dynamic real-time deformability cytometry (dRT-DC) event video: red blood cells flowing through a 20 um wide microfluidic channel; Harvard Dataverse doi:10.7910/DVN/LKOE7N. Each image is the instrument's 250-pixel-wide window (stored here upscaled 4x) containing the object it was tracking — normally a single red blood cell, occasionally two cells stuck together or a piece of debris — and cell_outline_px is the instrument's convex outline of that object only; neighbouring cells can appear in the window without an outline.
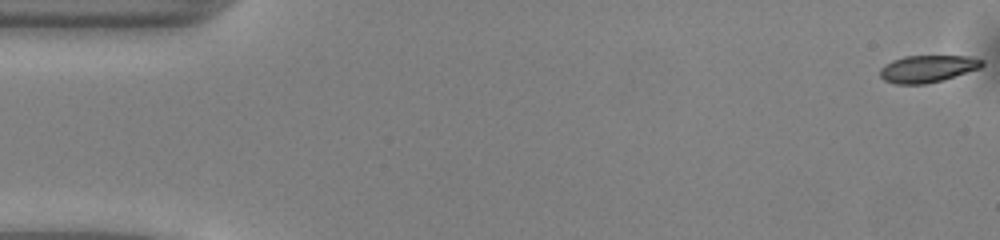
{"species": "common noctule bat (a hibernating species)", "species_latin": "Nyctalus noctula", "temperature_condition": "warm", "stored_images_in_passage": 50, "camera_frame_rate_fps": 3000, "um_per_image_px": 0.085, "animal": {"sex": "male", "body_mass_g": 13.0, "forearm_length_mm": 53.1}, "frame": {"image": 1, "passage_image": 1, "time_ms": 0.0, "image_size_px": [1000, 240], "cell_outline_px": [[984, 64], [980, 68], [940, 80], [924, 84], [896, 84], [884, 80], [880, 76], [880, 68], [884, 64], [892, 60], [904, 56], [968, 56], [984, 60]], "centroid_in_image_um": [78.81, 5.83], "position_along_channel_um": 6.2, "area_um2": 16.01}}
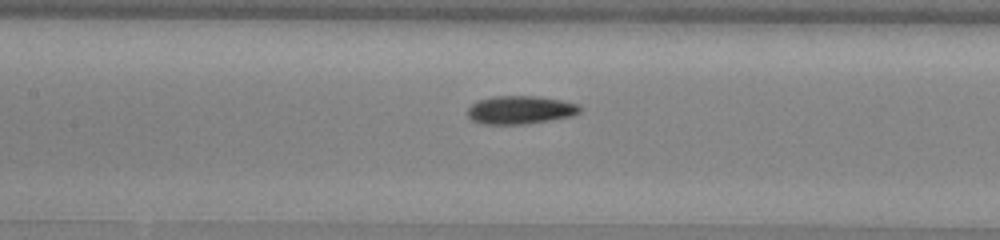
{"frame": {"image": 2, "passage_image": 23, "time_ms": 7.333, "image_size_px": [1000, 240], "cell_outline_px": [[580, 112], [572, 116], [552, 120], [524, 124], [484, 124], [472, 120], [468, 116], [468, 108], [476, 100], [492, 96], [540, 96], [564, 100], [576, 104], [580, 108]], "centroid_in_image_um": [44.22, 9.33], "position_along_channel_um": 163.2, "area_um2": 18.61}}
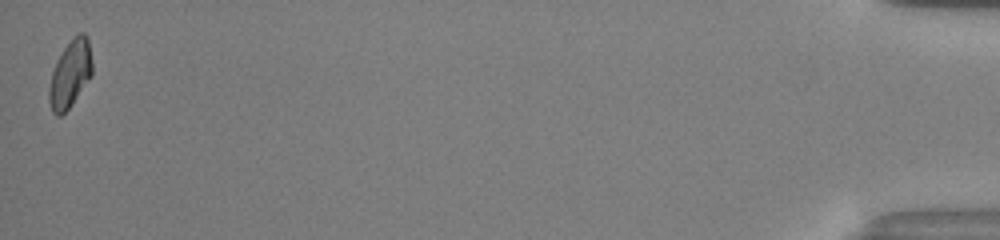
{"frame": {"image": 3, "passage_image": 50, "time_ms": 16.333, "image_size_px": [1000, 240], "cell_outline_px": [[92, 76], [72, 104], [60, 116], [56, 116], [52, 112], [48, 100], [48, 92], [52, 72], [56, 60], [72, 36], [76, 32], [84, 32], [88, 36], [92, 60]], "centroid_in_image_um": [5.98, 6.25], "position_along_channel_um": 429.2, "area_um2": 17.22}, "authors_computed_cell_mechanics": {"area_um2": 17.2533, "velocity_mm_per_s": 4.1043, "shape_relaxation_time_tau1_ms": 2.99, "shape_relaxation_time_tau2_ms": 11.1731, "deformation_change_tau1": 0.1165, "deformation_change_tau2": 0.1599}}